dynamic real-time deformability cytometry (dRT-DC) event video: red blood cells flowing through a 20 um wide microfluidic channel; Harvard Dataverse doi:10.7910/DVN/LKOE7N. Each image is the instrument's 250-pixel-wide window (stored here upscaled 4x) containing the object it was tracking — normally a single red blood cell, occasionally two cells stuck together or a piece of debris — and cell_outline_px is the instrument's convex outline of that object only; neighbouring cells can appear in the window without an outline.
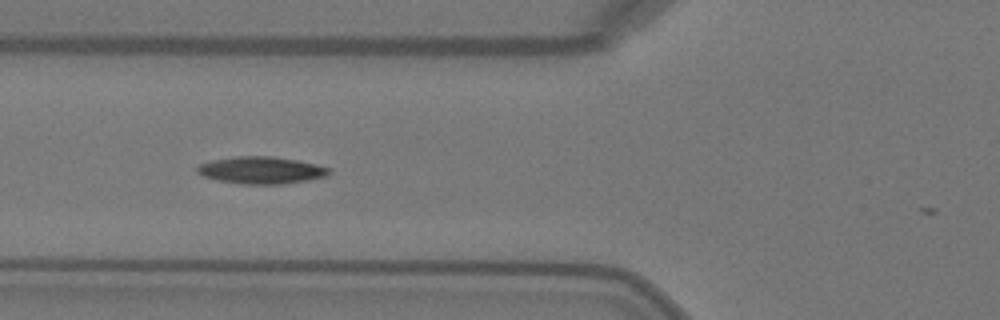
{"species": "Egyptian fruit bat (a non-hibernating species)", "species_latin": "Rousettus aegyptiacus", "temperature_condition": "warm", "stored_images_in_passage": 30, "camera_frame_rate_fps": 3000, "um_per_image_px": 0.085, "animal": {"sex": "female"}, "frame": {"image": 1, "passage_image": 5, "time_ms": 1.333, "image_size_px": [1000, 320], "cell_outline_px": [[332, 172], [328, 176], [308, 180], [280, 184], [244, 184], [220, 180], [204, 176], [196, 172], [196, 168], [200, 164], [212, 160], [236, 156], [272, 156], [296, 160], [316, 164], [332, 168]], "centroid_in_image_um": [22.25, 14.46], "position_along_channel_um": 103.5, "area_um2": 20.81}, "authors_computed_cell_mechanics": {"area_um2": 20.4323, "velocity_mm_per_s": 4.087, "shape_relaxation_time_tau1_ms": 2.9795, "shape_relaxation_time_tau2_ms": null, "deformation_change_tau1": 0.1586, "deformation_change_tau2": null}}